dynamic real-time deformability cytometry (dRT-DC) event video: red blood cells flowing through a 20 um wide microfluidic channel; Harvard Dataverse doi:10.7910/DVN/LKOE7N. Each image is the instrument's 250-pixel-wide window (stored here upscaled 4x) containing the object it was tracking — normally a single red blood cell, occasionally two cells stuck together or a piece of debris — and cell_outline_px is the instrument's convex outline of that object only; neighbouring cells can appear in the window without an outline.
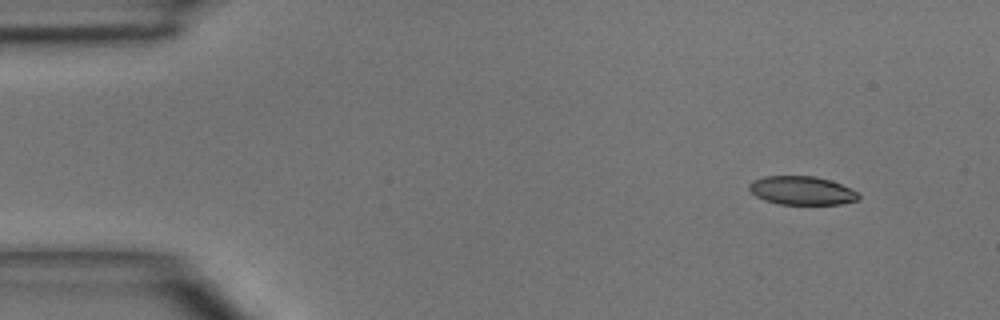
{"species": "common noctule bat (a hibernating species)", "species_latin": "Nyctalus noctula", "temperature_condition": "room temperature", "stored_images_in_passage": 4, "camera_frame_rate_fps": 3000, "um_per_image_px": 0.085, "animal": {"sex": "male", "body_mass_g": 15.6}, "frame": {"image": 1, "passage_image": 1, "time_ms": 0.0, "image_size_px": [1000, 320], "cell_outline_px": [[860, 200], [840, 204], [780, 204], [764, 200], [756, 196], [748, 188], [748, 184], [752, 180], [764, 176], [816, 176], [832, 180], [856, 192], [860, 196]], "centroid_in_image_um": [68.14, 16.19], "position_along_channel_um": 16.9, "area_um2": 18.26}}